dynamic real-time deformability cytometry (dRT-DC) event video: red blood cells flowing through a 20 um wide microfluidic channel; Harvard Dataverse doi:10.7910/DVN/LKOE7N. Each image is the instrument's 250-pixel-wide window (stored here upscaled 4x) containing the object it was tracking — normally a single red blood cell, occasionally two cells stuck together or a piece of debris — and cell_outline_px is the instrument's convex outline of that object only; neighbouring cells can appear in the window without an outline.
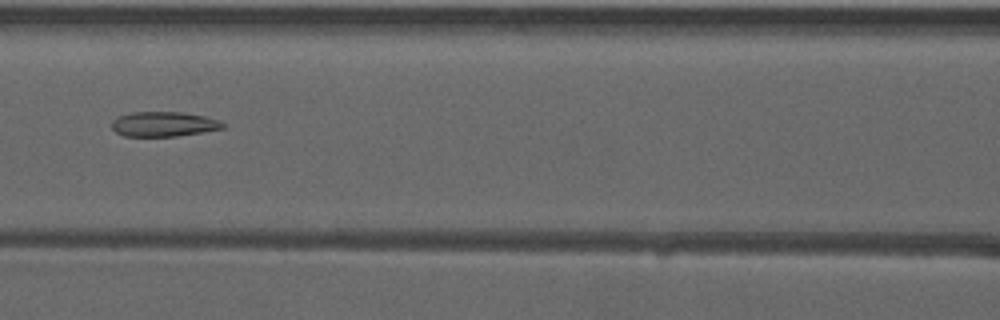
{"species": "common noctule bat (a hibernating species)", "species_latin": "Nyctalus noctula", "temperature_condition": "warm", "stored_images_in_passage": 36, "camera_frame_rate_fps": 3000, "um_per_image_px": 0.085, "animal": {"sex": "male", "forearm_length_mm": 52.5}, "frame": {"image": 1, "passage_image": 8, "time_ms": 2.333, "image_size_px": [1000, 320], "cell_outline_px": [[224, 128], [176, 136], [124, 136], [116, 132], [112, 128], [112, 120], [120, 116], [132, 112], [180, 112], [204, 116], [220, 120], [224, 124]], "centroid_in_image_um": [13.9, 10.55], "position_along_channel_um": 152.7, "area_um2": 15.9}}
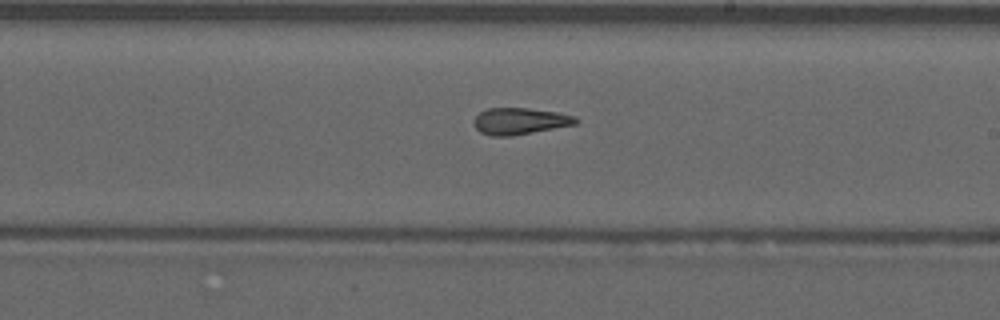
{"frame": {"image": 2, "passage_image": 15, "time_ms": 4.667, "image_size_px": [1000, 320], "cell_outline_px": [[580, 120], [576, 124], [512, 136], [492, 136], [480, 132], [472, 124], [472, 120], [480, 112], [488, 108], [528, 108], [556, 112], [576, 116]], "centroid_in_image_um": [44.17, 10.29], "position_along_channel_um": 244.8, "area_um2": 15.9}}
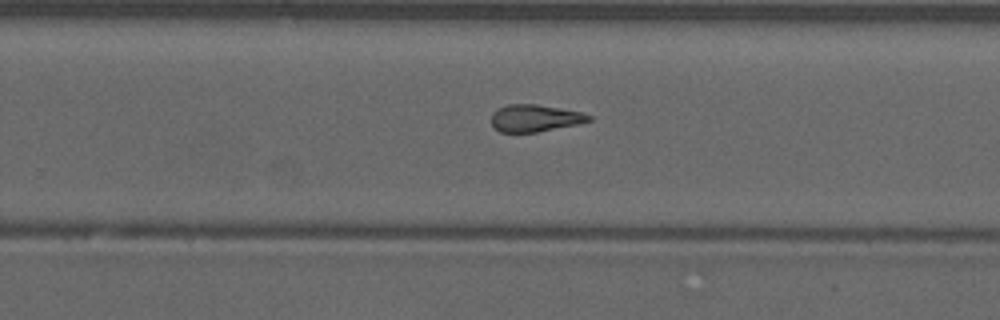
{"frame": {"image": 3, "passage_image": 18, "time_ms": 5.667, "image_size_px": [1000, 320], "cell_outline_px": [[592, 120], [576, 124], [536, 132], [500, 132], [492, 128], [492, 112], [508, 104], [536, 104], [580, 112], [592, 116]], "centroid_in_image_um": [45.43, 10.04], "position_along_channel_um": 284.4, "area_um2": 15.2}, "authors_computed_cell_mechanics": {"area_um2": 16.2129, "velocity_mm_per_s": 3.9615, "shape_relaxation_time_tau1_ms": null, "shape_relaxation_time_tau2_ms": 2.8613, "deformation_change_tau1": null, "deformation_change_tau2": 0.1264}}